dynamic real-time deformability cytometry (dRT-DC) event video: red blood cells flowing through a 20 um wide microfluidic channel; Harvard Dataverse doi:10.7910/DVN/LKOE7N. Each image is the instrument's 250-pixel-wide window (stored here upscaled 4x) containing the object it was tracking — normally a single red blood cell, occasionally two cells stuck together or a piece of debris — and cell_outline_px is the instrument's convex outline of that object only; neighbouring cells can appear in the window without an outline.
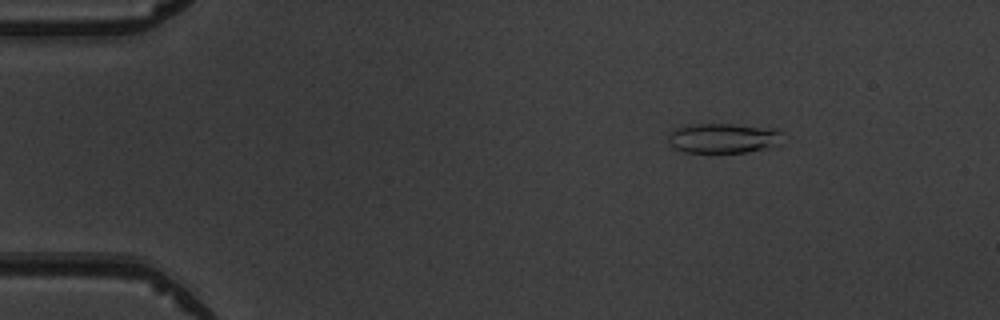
{"species": "common noctule bat (a hibernating species)", "species_latin": "Nyctalus noctula", "temperature_condition": "warm", "stored_images_in_passage": 5, "camera_frame_rate_fps": 3000, "um_per_image_px": 0.085, "animal": {"sex": "male", "body_mass_g": 19.5, "forearm_length_mm": 54.6}, "frame": {"image": 1, "passage_image": 2, "time_ms": 1.333, "image_size_px": [1000, 320], "cell_outline_px": [[784, 144], [776, 148], [744, 152], [684, 152], [672, 148], [668, 144], [668, 132], [676, 128], [688, 124], [732, 124], [780, 128], [784, 132]], "centroid_in_image_um": [61.6, 11.74], "position_along_channel_um": 23.4, "area_um2": 20.92}}
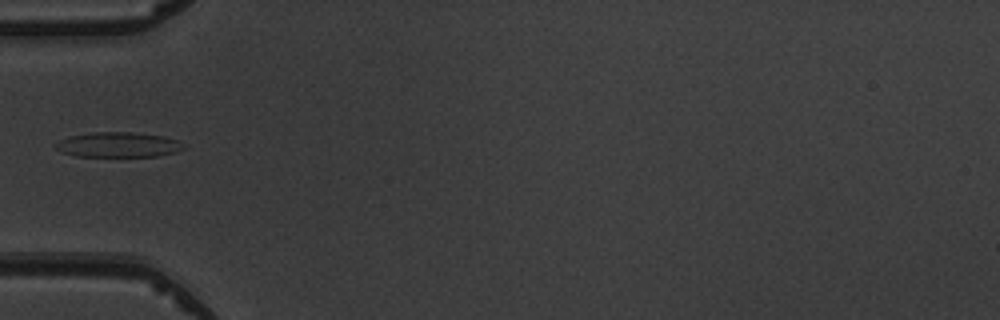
{"frame": {"image": 2, "passage_image": 5, "time_ms": 4.667, "image_size_px": [1000, 320], "cell_outline_px": [[188, 148], [176, 152], [156, 156], [76, 156], [60, 152], [56, 148], [56, 144], [60, 140], [68, 136], [92, 132], [132, 132], [164, 136], [176, 140]], "centroid_in_image_um": [10.06, 12.3], "position_along_channel_um": 74.9, "area_um2": 18.67}}